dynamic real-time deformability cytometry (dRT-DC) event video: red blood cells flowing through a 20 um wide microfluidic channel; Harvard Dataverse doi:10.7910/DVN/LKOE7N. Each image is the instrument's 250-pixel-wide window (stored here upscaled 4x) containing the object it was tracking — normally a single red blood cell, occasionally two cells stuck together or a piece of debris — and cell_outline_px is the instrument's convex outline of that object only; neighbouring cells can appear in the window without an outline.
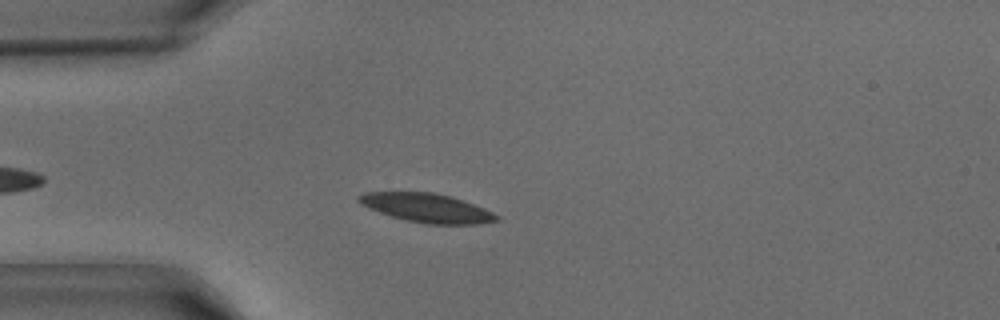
{"species": "common noctule bat (a hibernating species)", "species_latin": "Nyctalus noctula", "temperature_condition": "warm", "stored_images_in_passage": 30, "camera_frame_rate_fps": 3000, "um_per_image_px": 0.085, "animal": {"sex": "male", "body_mass_g": 15.6}, "frame": {"image": 1, "passage_image": 5, "time_ms": 1.333, "image_size_px": [1000, 320], "cell_outline_px": [[500, 220], [480, 224], [428, 224], [404, 220], [368, 208], [360, 204], [356, 200], [356, 196], [364, 192], [432, 192], [452, 196], [484, 208], [500, 216]], "centroid_in_image_um": [36.27, 17.67], "position_along_channel_um": 48.7, "area_um2": 23.35}}
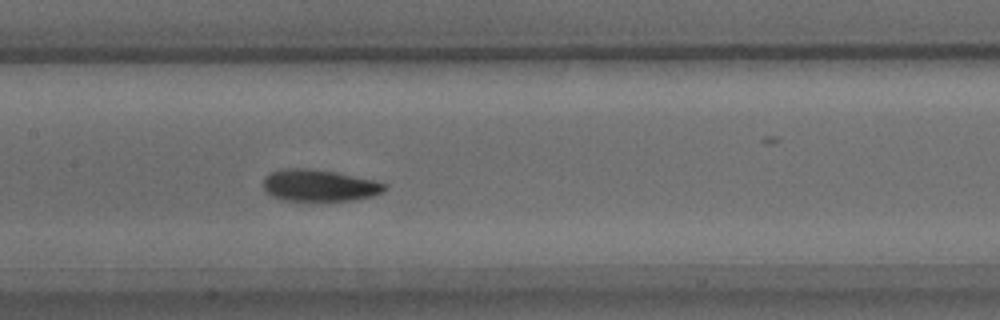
{"frame": {"image": 2, "passage_image": 14, "time_ms": 4.333, "image_size_px": [1000, 320], "cell_outline_px": [[388, 188], [384, 192], [372, 196], [352, 200], [280, 200], [272, 196], [264, 188], [264, 176], [272, 172], [288, 168], [308, 168], [332, 172], [372, 180], [388, 184]], "centroid_in_image_um": [27.15, 15.77], "position_along_channel_um": 180.3, "area_um2": 22.14}}
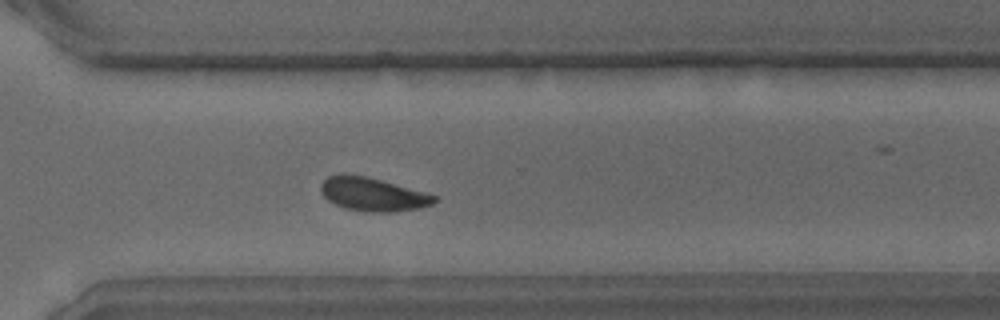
{"frame": {"image": 3, "passage_image": 24, "time_ms": 7.667, "image_size_px": [1000, 320], "cell_outline_px": [[440, 200], [432, 204], [420, 208], [396, 212], [372, 212], [344, 208], [328, 200], [320, 192], [320, 184], [328, 176], [364, 176], [428, 192], [440, 196]], "centroid_in_image_um": [31.79, 16.55], "position_along_channel_um": 338.8, "area_um2": 22.02}}